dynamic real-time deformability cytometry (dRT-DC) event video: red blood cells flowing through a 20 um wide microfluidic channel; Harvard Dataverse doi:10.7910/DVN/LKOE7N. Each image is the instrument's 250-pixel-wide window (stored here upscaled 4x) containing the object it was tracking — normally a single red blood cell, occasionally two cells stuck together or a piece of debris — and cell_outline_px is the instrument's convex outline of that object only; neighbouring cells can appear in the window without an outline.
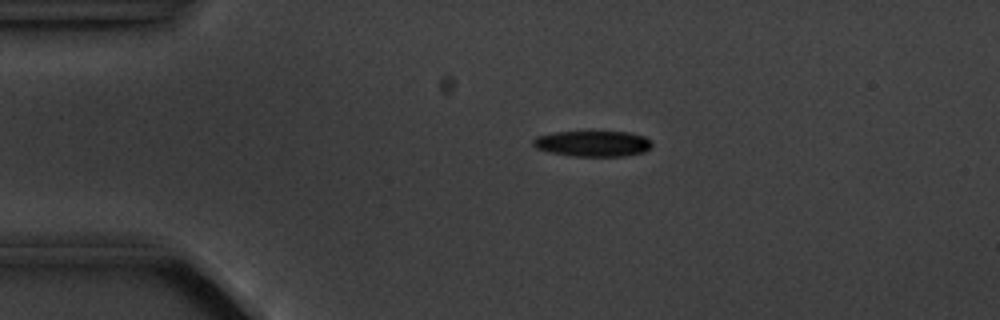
{"species": "common noctule bat (a hibernating species)", "species_latin": "Nyctalus noctula", "temperature_condition": "cold", "stored_images_in_passage": 5, "camera_frame_rate_fps": 3000, "um_per_image_px": 0.085, "animal": {"sex": "male", "body_mass_g": 20.1, "forearm_length_mm": 53.5}, "frame": {"image": 1, "passage_image": 4, "time_ms": 3.333, "image_size_px": [1000, 320], "cell_outline_px": [[652, 148], [644, 152], [624, 156], [568, 156], [548, 152], [536, 148], [532, 144], [532, 140], [536, 136], [552, 132], [632, 132], [644, 136], [652, 140]], "centroid_in_image_um": [50.39, 12.21], "position_along_channel_um": 34.6, "area_um2": 18.15}}